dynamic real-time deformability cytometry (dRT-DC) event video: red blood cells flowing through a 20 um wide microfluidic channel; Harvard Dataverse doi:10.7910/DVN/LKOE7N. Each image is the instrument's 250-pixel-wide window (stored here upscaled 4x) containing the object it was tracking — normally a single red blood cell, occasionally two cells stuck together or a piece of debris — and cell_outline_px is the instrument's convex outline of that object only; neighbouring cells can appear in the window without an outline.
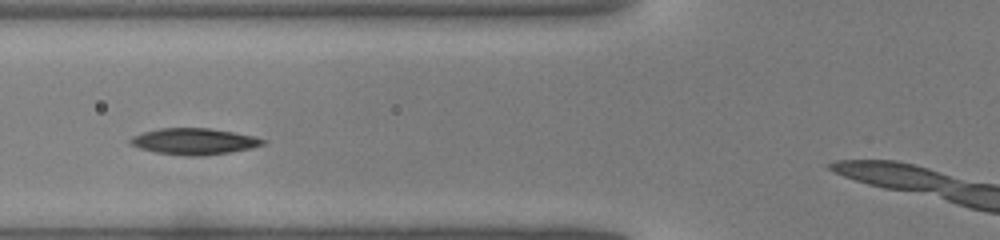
{"species": "common noctule bat (a hibernating species)", "species_latin": "Nyctalus noctula", "temperature_condition": "warm", "stored_images_in_passage": 20, "camera_frame_rate_fps": 3000, "um_per_image_px": 0.085, "animal": {"sex": "male", "body_mass_g": 19.0, "forearm_length_mm": 50.8}, "frame": {"image": 1, "passage_image": 6, "time_ms": 1.667, "image_size_px": [1000, 240], "cell_outline_px": [[268, 140], [264, 144], [252, 148], [204, 156], [188, 156], [156, 152], [140, 148], [128, 144], [128, 140], [132, 136], [144, 132], [160, 128], [208, 128], [256, 136]], "centroid_in_image_um": [16.5, 12.02], "position_along_channel_um": 109.3, "area_um2": 20.35}}
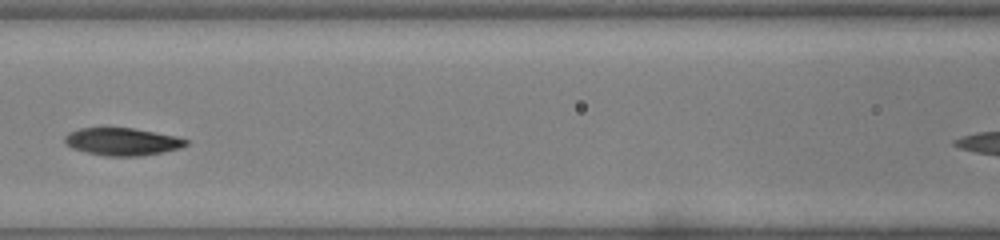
{"frame": {"image": 2, "passage_image": 9, "time_ms": 2.667, "image_size_px": [1000, 240], "cell_outline_px": [[188, 144], [180, 148], [140, 156], [108, 156], [88, 152], [72, 148], [64, 144], [64, 136], [68, 132], [80, 128], [132, 128], [176, 136], [188, 140]], "centroid_in_image_um": [10.36, 12.03], "position_along_channel_um": 156.2, "area_um2": 19.31}}